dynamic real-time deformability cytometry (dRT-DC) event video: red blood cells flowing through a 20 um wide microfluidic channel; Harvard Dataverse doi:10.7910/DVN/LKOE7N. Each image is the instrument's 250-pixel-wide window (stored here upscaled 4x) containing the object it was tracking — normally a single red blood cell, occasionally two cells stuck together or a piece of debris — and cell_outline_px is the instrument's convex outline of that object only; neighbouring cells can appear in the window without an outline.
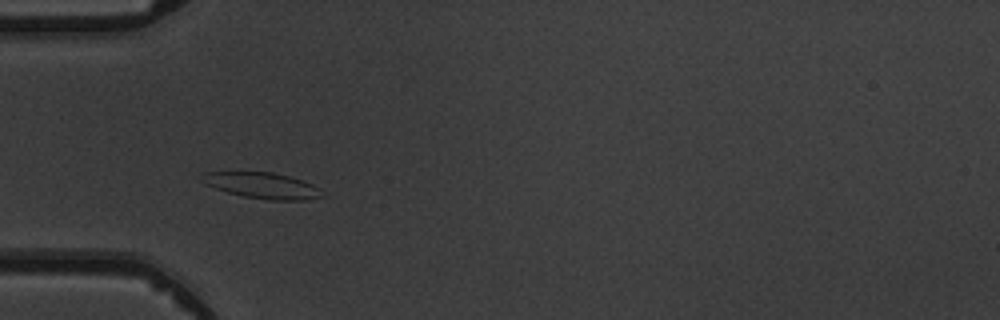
{"species": "common noctule bat (a hibernating species)", "species_latin": "Nyctalus noctula", "temperature_condition": "warm", "stored_images_in_passage": 4, "camera_frame_rate_fps": 3000, "um_per_image_px": 0.085, "animal": {"sex": "male", "body_mass_g": 19.5, "forearm_length_mm": 54.6}, "frame": {"image": 1, "passage_image": 3, "time_ms": 3.333, "image_size_px": [1000, 320], "cell_outline_px": [[328, 196], [304, 200], [268, 200], [244, 196], [228, 192], [204, 184], [200, 180], [204, 172], [272, 172], [288, 176], [312, 184], [320, 188]], "centroid_in_image_um": [22.34, 15.78], "position_along_channel_um": 62.7, "area_um2": 18.21}}